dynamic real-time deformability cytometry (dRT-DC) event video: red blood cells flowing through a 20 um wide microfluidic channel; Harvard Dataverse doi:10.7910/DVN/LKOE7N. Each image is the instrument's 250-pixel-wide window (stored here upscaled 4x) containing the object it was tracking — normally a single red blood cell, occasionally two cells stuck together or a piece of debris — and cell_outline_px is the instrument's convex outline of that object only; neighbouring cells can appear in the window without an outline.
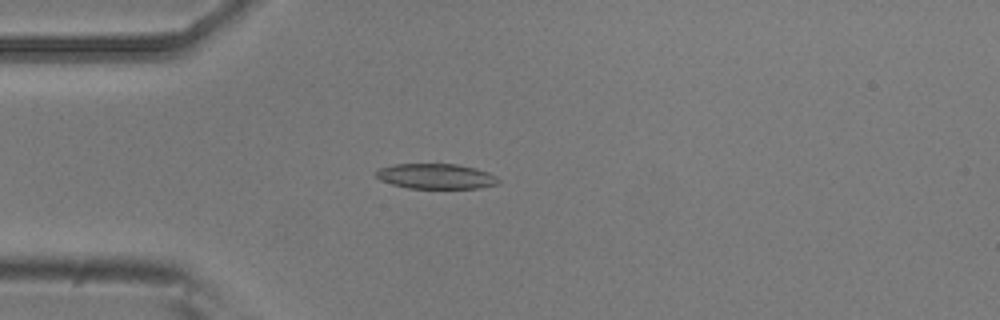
{"species": "common noctule bat (a hibernating species)", "species_latin": "Nyctalus noctula", "temperature_condition": "room temperature", "stored_images_in_passage": 5, "camera_frame_rate_fps": 3000, "um_per_image_px": 0.085, "animal": {"sex": "male", "body_mass_g": 20.5, "forearm_length_mm": 52.5}, "frame": {"image": 1, "passage_image": 5, "time_ms": 1.333, "image_size_px": [1000, 320], "cell_outline_px": [[500, 184], [480, 188], [408, 188], [392, 184], [380, 180], [376, 176], [376, 172], [380, 168], [392, 164], [456, 164], [476, 168], [488, 172], [496, 176], [500, 180]], "centroid_in_image_um": [37.09, 14.98], "position_along_channel_um": 47.9, "area_um2": 18.03}}